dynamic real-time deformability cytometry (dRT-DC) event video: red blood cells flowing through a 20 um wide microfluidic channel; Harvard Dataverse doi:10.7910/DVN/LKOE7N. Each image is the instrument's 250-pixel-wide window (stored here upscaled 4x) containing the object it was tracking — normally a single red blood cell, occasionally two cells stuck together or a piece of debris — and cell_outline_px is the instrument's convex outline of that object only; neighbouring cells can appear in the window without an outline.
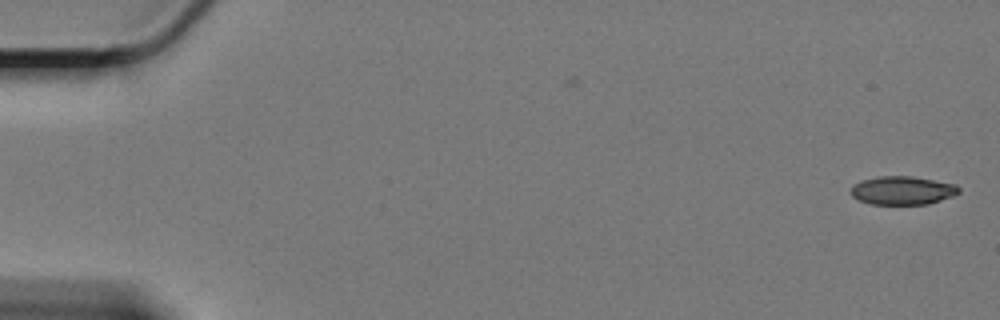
{"species": "Egyptian fruit bat (a non-hibernating species)", "species_latin": "Rousettus aegyptiacus", "temperature_condition": "cold", "stored_images_in_passage": 17, "camera_frame_rate_fps": 3000, "um_per_image_px": 0.085, "animal": {"sex": "female"}, "frame": {"image": 1, "passage_image": 1, "time_ms": 0.0, "image_size_px": [1000, 320], "cell_outline_px": [[960, 192], [952, 196], [928, 204], [872, 204], [856, 200], [848, 192], [852, 184], [860, 180], [880, 176], [912, 176], [956, 184], [960, 188]], "centroid_in_image_um": [76.65, 16.18], "position_along_channel_um": 8.3, "area_um2": 18.15}}
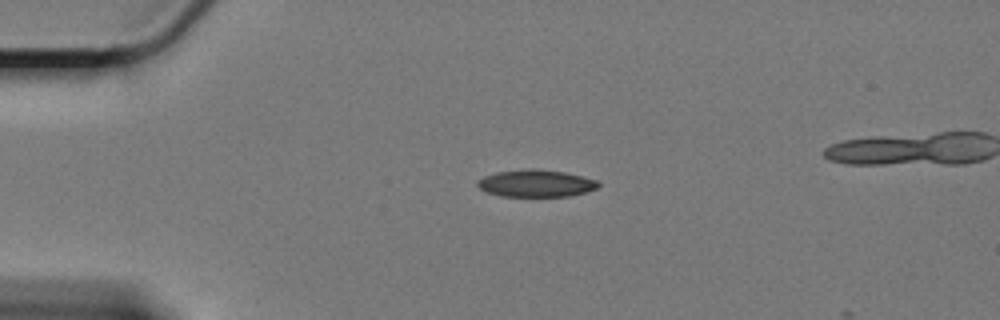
{"frame": {"image": 2, "passage_image": 14, "time_ms": 4.333, "image_size_px": [1000, 320], "cell_outline_px": [[600, 184], [596, 188], [584, 192], [568, 196], [500, 196], [488, 192], [480, 188], [476, 184], [476, 180], [484, 176], [496, 172], [524, 168], [536, 168], [564, 172], [584, 176], [600, 180]], "centroid_in_image_um": [45.56, 15.56], "position_along_channel_um": 39.4, "area_um2": 19.31}}